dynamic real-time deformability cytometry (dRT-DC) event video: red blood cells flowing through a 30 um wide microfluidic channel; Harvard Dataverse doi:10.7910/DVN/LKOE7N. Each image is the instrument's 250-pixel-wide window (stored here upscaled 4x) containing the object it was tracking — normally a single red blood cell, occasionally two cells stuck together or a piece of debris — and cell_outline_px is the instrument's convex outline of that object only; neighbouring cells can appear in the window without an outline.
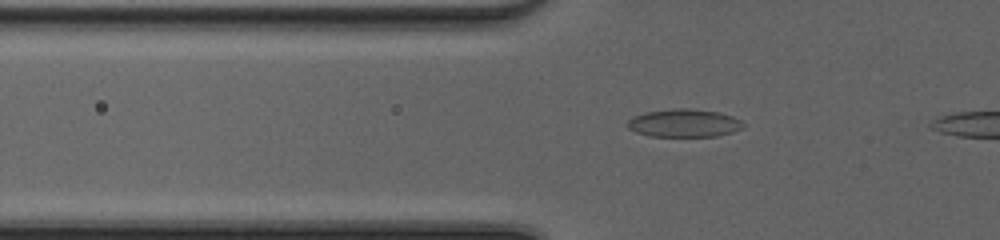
{"species": "common noctule bat (a hibernating species)", "species_latin": "Nyctalus noctula", "temperature_condition": "cold", "stored_images_in_passage": 13, "camera_frame_rate_fps": 3000, "um_per_image_px": 0.085, "animal": {"sex": "female", "body_mass_g": 20.0, "forearm_length_mm": 54.0}, "frame": {"image": 1, "passage_image": 11, "time_ms": 3.333, "image_size_px": [1000, 240], "cell_outline_px": [[744, 128], [732, 132], [716, 136], [648, 136], [636, 132], [628, 128], [628, 120], [632, 116], [644, 112], [672, 108], [688, 108], [720, 112], [732, 116], [740, 120], [744, 124]], "centroid_in_image_um": [58.14, 10.45], "position_along_channel_um": 67.7, "area_um2": 19.02}}